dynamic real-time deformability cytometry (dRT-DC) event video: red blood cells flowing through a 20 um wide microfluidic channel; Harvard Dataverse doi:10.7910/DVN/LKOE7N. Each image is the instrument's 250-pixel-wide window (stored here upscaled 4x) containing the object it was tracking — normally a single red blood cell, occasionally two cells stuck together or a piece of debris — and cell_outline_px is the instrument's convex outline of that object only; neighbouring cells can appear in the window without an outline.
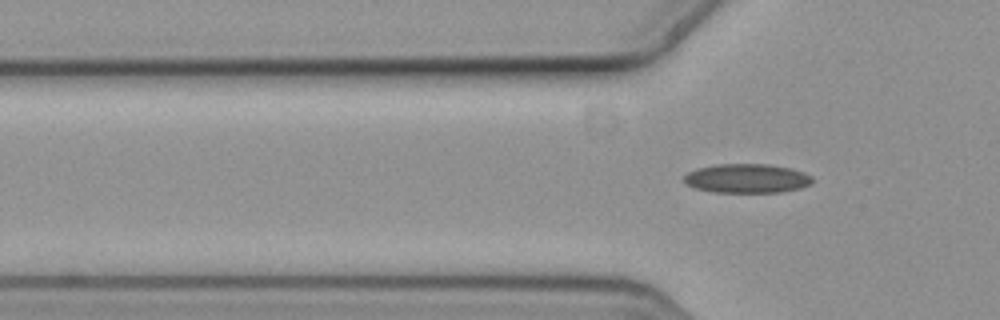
{"species": "common noctule bat (a hibernating species)", "species_latin": "Nyctalus noctula", "temperature_condition": "cold", "stored_images_in_passage": 5, "camera_frame_rate_fps": 3000, "um_per_image_px": 0.085, "animal": {"sex": "female", "body_mass_g": 19.3, "forearm_length_mm": 54.1}, "frame": {"image": 1, "passage_image": 5, "time_ms": 1.333, "image_size_px": [1000, 320], "cell_outline_px": [[812, 184], [800, 188], [780, 192], [712, 192], [696, 188], [688, 184], [684, 180], [684, 176], [688, 172], [696, 168], [716, 164], [768, 164], [788, 168], [804, 172], [812, 176]], "centroid_in_image_um": [63.49, 15.16], "position_along_channel_um": 62.3, "area_um2": 21.73}}